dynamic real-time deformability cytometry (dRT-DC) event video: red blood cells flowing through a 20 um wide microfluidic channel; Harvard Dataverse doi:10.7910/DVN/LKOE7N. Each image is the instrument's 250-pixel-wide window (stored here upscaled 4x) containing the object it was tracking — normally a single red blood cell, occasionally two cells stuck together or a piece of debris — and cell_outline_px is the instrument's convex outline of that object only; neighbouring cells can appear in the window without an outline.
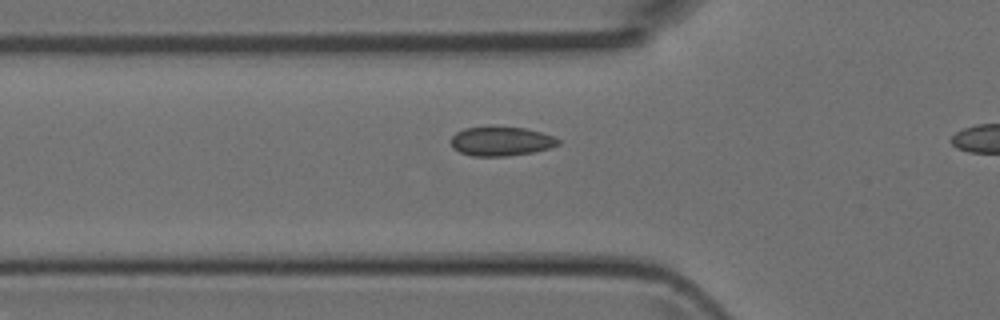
{"species": "Egyptian fruit bat (a non-hibernating species)", "species_latin": "Rousettus aegyptiacus", "temperature_condition": "room temperature", "stored_images_in_passage": 6, "camera_frame_rate_fps": 3000, "um_per_image_px": 0.085, "animal": {"sex": "female"}, "frame": {"image": 1, "passage_image": 4, "time_ms": 1.0, "image_size_px": [1000, 320], "cell_outline_px": [[560, 144], [548, 148], [532, 152], [504, 156], [472, 156], [460, 152], [452, 148], [448, 140], [456, 132], [464, 128], [524, 128], [540, 132], [552, 136], [560, 140]], "centroid_in_image_um": [42.54, 12.03], "position_along_channel_um": 83.3, "area_um2": 17.92}}